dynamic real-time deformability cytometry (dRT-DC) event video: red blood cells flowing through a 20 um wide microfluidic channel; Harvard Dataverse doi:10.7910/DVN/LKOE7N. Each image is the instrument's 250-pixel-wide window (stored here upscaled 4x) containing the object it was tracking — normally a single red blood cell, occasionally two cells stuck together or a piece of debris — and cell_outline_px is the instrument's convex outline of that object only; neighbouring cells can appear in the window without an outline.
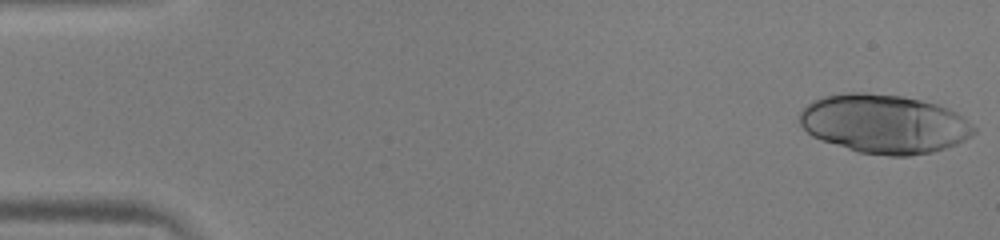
{"species": "human", "species_latin": "Homo sapiens", "temperature_condition": "warm", "stored_images_in_passage": 25, "camera_frame_rate_fps": 3000, "um_per_image_px": 0.085, "donor": {"sex": "male"}, "frame": {"image": 1, "passage_image": 1, "time_ms": 0.0, "image_size_px": [1000, 240], "cell_outline_px": [[976, 132], [972, 136], [956, 144], [932, 152], [908, 156], [888, 156], [860, 152], [812, 136], [800, 124], [800, 112], [812, 100], [824, 96], [848, 92], [868, 92], [904, 96], [936, 104], [948, 108], [956, 112], [972, 124], [976, 128]], "centroid_in_image_um": [75.17, 10.51], "position_along_channel_um": 9.8, "area_um2": 59.65}}
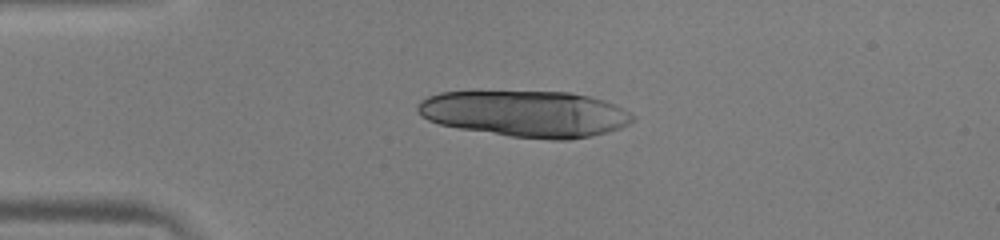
{"frame": {"image": 2, "passage_image": 12, "time_ms": 3.667, "image_size_px": [1000, 240], "cell_outline_px": [[636, 120], [620, 128], [608, 132], [592, 136], [568, 140], [552, 140], [512, 136], [460, 128], [440, 124], [428, 120], [416, 108], [416, 104], [420, 100], [428, 96], [440, 92], [472, 88], [568, 92], [588, 96], [604, 100], [624, 108], [636, 116]], "centroid_in_image_um": [44.64, 9.61], "position_along_channel_um": 40.4, "area_um2": 59.71}}